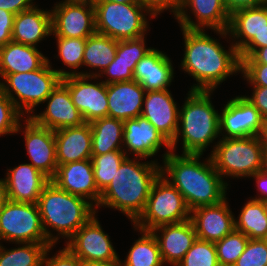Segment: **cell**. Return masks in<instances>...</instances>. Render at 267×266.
I'll return each mask as SVG.
<instances>
[{"label":"cell","instance_id":"obj_25","mask_svg":"<svg viewBox=\"0 0 267 266\" xmlns=\"http://www.w3.org/2000/svg\"><path fill=\"white\" fill-rule=\"evenodd\" d=\"M57 164L82 161L92 157V133L89 123L54 131Z\"/></svg>","mask_w":267,"mask_h":266},{"label":"cell","instance_id":"obj_7","mask_svg":"<svg viewBox=\"0 0 267 266\" xmlns=\"http://www.w3.org/2000/svg\"><path fill=\"white\" fill-rule=\"evenodd\" d=\"M190 215L182 194L160 174L151 186L143 213L133 225L135 230L152 231L161 225L184 222Z\"/></svg>","mask_w":267,"mask_h":266},{"label":"cell","instance_id":"obj_6","mask_svg":"<svg viewBox=\"0 0 267 266\" xmlns=\"http://www.w3.org/2000/svg\"><path fill=\"white\" fill-rule=\"evenodd\" d=\"M50 65L48 59L38 70L8 74L3 79L6 84L0 82V88L22 115H24V111L28 115L33 113L34 108L45 102L46 98L61 82V79L68 76L67 71L52 69L53 67Z\"/></svg>","mask_w":267,"mask_h":266},{"label":"cell","instance_id":"obj_12","mask_svg":"<svg viewBox=\"0 0 267 266\" xmlns=\"http://www.w3.org/2000/svg\"><path fill=\"white\" fill-rule=\"evenodd\" d=\"M66 244L82 262L120 261L109 235L103 231L95 215Z\"/></svg>","mask_w":267,"mask_h":266},{"label":"cell","instance_id":"obj_4","mask_svg":"<svg viewBox=\"0 0 267 266\" xmlns=\"http://www.w3.org/2000/svg\"><path fill=\"white\" fill-rule=\"evenodd\" d=\"M37 205L43 230L52 245L59 240L58 235L70 239L96 213L95 205L62 190L52 181L42 190ZM49 226L58 232L57 236L52 235Z\"/></svg>","mask_w":267,"mask_h":266},{"label":"cell","instance_id":"obj_16","mask_svg":"<svg viewBox=\"0 0 267 266\" xmlns=\"http://www.w3.org/2000/svg\"><path fill=\"white\" fill-rule=\"evenodd\" d=\"M25 122L23 133L30 164L52 179L58 167L54 131L37 125L30 117Z\"/></svg>","mask_w":267,"mask_h":266},{"label":"cell","instance_id":"obj_2","mask_svg":"<svg viewBox=\"0 0 267 266\" xmlns=\"http://www.w3.org/2000/svg\"><path fill=\"white\" fill-rule=\"evenodd\" d=\"M181 30L185 43L181 66L198 82L191 86V91L213 92L228 76L240 73L241 60L233 44L227 51L205 30Z\"/></svg>","mask_w":267,"mask_h":266},{"label":"cell","instance_id":"obj_38","mask_svg":"<svg viewBox=\"0 0 267 266\" xmlns=\"http://www.w3.org/2000/svg\"><path fill=\"white\" fill-rule=\"evenodd\" d=\"M177 266H220L214 242L197 238Z\"/></svg>","mask_w":267,"mask_h":266},{"label":"cell","instance_id":"obj_42","mask_svg":"<svg viewBox=\"0 0 267 266\" xmlns=\"http://www.w3.org/2000/svg\"><path fill=\"white\" fill-rule=\"evenodd\" d=\"M137 63H125L117 61V56L97 77L107 75L109 78L103 81L105 84L134 80V70Z\"/></svg>","mask_w":267,"mask_h":266},{"label":"cell","instance_id":"obj_52","mask_svg":"<svg viewBox=\"0 0 267 266\" xmlns=\"http://www.w3.org/2000/svg\"><path fill=\"white\" fill-rule=\"evenodd\" d=\"M251 177L256 179L258 191L261 192L258 197L252 198V200L265 202L267 200V174L260 170Z\"/></svg>","mask_w":267,"mask_h":266},{"label":"cell","instance_id":"obj_36","mask_svg":"<svg viewBox=\"0 0 267 266\" xmlns=\"http://www.w3.org/2000/svg\"><path fill=\"white\" fill-rule=\"evenodd\" d=\"M249 238L238 230H233L223 239L214 242L220 266H233L242 255Z\"/></svg>","mask_w":267,"mask_h":266},{"label":"cell","instance_id":"obj_34","mask_svg":"<svg viewBox=\"0 0 267 266\" xmlns=\"http://www.w3.org/2000/svg\"><path fill=\"white\" fill-rule=\"evenodd\" d=\"M5 250L0 244V266H43L45 252L52 244L22 243Z\"/></svg>","mask_w":267,"mask_h":266},{"label":"cell","instance_id":"obj_27","mask_svg":"<svg viewBox=\"0 0 267 266\" xmlns=\"http://www.w3.org/2000/svg\"><path fill=\"white\" fill-rule=\"evenodd\" d=\"M52 35L51 11L37 6L14 16L12 41L36 47L45 37Z\"/></svg>","mask_w":267,"mask_h":266},{"label":"cell","instance_id":"obj_47","mask_svg":"<svg viewBox=\"0 0 267 266\" xmlns=\"http://www.w3.org/2000/svg\"><path fill=\"white\" fill-rule=\"evenodd\" d=\"M253 89L252 96H246V98L249 99L267 121V87L253 86Z\"/></svg>","mask_w":267,"mask_h":266},{"label":"cell","instance_id":"obj_57","mask_svg":"<svg viewBox=\"0 0 267 266\" xmlns=\"http://www.w3.org/2000/svg\"><path fill=\"white\" fill-rule=\"evenodd\" d=\"M97 2L140 3L138 0H97Z\"/></svg>","mask_w":267,"mask_h":266},{"label":"cell","instance_id":"obj_35","mask_svg":"<svg viewBox=\"0 0 267 266\" xmlns=\"http://www.w3.org/2000/svg\"><path fill=\"white\" fill-rule=\"evenodd\" d=\"M128 157L123 150L110 151L102 155H92L94 179L102 193L111 183L121 163Z\"/></svg>","mask_w":267,"mask_h":266},{"label":"cell","instance_id":"obj_15","mask_svg":"<svg viewBox=\"0 0 267 266\" xmlns=\"http://www.w3.org/2000/svg\"><path fill=\"white\" fill-rule=\"evenodd\" d=\"M55 5L50 11L52 34L56 37L87 38L96 32L94 6L76 3Z\"/></svg>","mask_w":267,"mask_h":266},{"label":"cell","instance_id":"obj_1","mask_svg":"<svg viewBox=\"0 0 267 266\" xmlns=\"http://www.w3.org/2000/svg\"><path fill=\"white\" fill-rule=\"evenodd\" d=\"M200 158L201 154L177 155L167 151L161 166V174L182 194L191 211L227 199L228 184L215 169L211 157L206 159L207 163H201Z\"/></svg>","mask_w":267,"mask_h":266},{"label":"cell","instance_id":"obj_5","mask_svg":"<svg viewBox=\"0 0 267 266\" xmlns=\"http://www.w3.org/2000/svg\"><path fill=\"white\" fill-rule=\"evenodd\" d=\"M212 91H189L179 110L178 129L170 142L174 152L179 137L183 139V154H203L207 146L220 135V114L210 100ZM181 124V126H180ZM181 133V135H180ZM180 135V136H179Z\"/></svg>","mask_w":267,"mask_h":266},{"label":"cell","instance_id":"obj_56","mask_svg":"<svg viewBox=\"0 0 267 266\" xmlns=\"http://www.w3.org/2000/svg\"><path fill=\"white\" fill-rule=\"evenodd\" d=\"M61 3H76L94 6L97 3V0H64L61 1Z\"/></svg>","mask_w":267,"mask_h":266},{"label":"cell","instance_id":"obj_51","mask_svg":"<svg viewBox=\"0 0 267 266\" xmlns=\"http://www.w3.org/2000/svg\"><path fill=\"white\" fill-rule=\"evenodd\" d=\"M241 64H267V46L256 49L249 57H240Z\"/></svg>","mask_w":267,"mask_h":266},{"label":"cell","instance_id":"obj_43","mask_svg":"<svg viewBox=\"0 0 267 266\" xmlns=\"http://www.w3.org/2000/svg\"><path fill=\"white\" fill-rule=\"evenodd\" d=\"M53 248L49 246L45 252L43 266H82L83 262L78 259L67 247L61 249L53 257H48V252Z\"/></svg>","mask_w":267,"mask_h":266},{"label":"cell","instance_id":"obj_19","mask_svg":"<svg viewBox=\"0 0 267 266\" xmlns=\"http://www.w3.org/2000/svg\"><path fill=\"white\" fill-rule=\"evenodd\" d=\"M46 101L48 105L43 113L27 116L37 125L56 131L84 123L81 113L72 102L68 88L62 82L46 98Z\"/></svg>","mask_w":267,"mask_h":266},{"label":"cell","instance_id":"obj_58","mask_svg":"<svg viewBox=\"0 0 267 266\" xmlns=\"http://www.w3.org/2000/svg\"><path fill=\"white\" fill-rule=\"evenodd\" d=\"M267 174V151H263L262 169Z\"/></svg>","mask_w":267,"mask_h":266},{"label":"cell","instance_id":"obj_33","mask_svg":"<svg viewBox=\"0 0 267 266\" xmlns=\"http://www.w3.org/2000/svg\"><path fill=\"white\" fill-rule=\"evenodd\" d=\"M142 234L130 248L121 266H163L158 241L152 231L138 229Z\"/></svg>","mask_w":267,"mask_h":266},{"label":"cell","instance_id":"obj_13","mask_svg":"<svg viewBox=\"0 0 267 266\" xmlns=\"http://www.w3.org/2000/svg\"><path fill=\"white\" fill-rule=\"evenodd\" d=\"M222 111L219 118L220 134L226 133L222 138L259 136L266 122L246 96L230 99Z\"/></svg>","mask_w":267,"mask_h":266},{"label":"cell","instance_id":"obj_46","mask_svg":"<svg viewBox=\"0 0 267 266\" xmlns=\"http://www.w3.org/2000/svg\"><path fill=\"white\" fill-rule=\"evenodd\" d=\"M14 14L0 8V47L12 41Z\"/></svg>","mask_w":267,"mask_h":266},{"label":"cell","instance_id":"obj_53","mask_svg":"<svg viewBox=\"0 0 267 266\" xmlns=\"http://www.w3.org/2000/svg\"><path fill=\"white\" fill-rule=\"evenodd\" d=\"M8 193L5 179H0V209L7 203L8 201Z\"/></svg>","mask_w":267,"mask_h":266},{"label":"cell","instance_id":"obj_40","mask_svg":"<svg viewBox=\"0 0 267 266\" xmlns=\"http://www.w3.org/2000/svg\"><path fill=\"white\" fill-rule=\"evenodd\" d=\"M233 266H267V239H249Z\"/></svg>","mask_w":267,"mask_h":266},{"label":"cell","instance_id":"obj_31","mask_svg":"<svg viewBox=\"0 0 267 266\" xmlns=\"http://www.w3.org/2000/svg\"><path fill=\"white\" fill-rule=\"evenodd\" d=\"M117 50V40L95 32L86 38L83 53V66L100 69L98 73L78 72L79 75L98 76L114 60Z\"/></svg>","mask_w":267,"mask_h":266},{"label":"cell","instance_id":"obj_29","mask_svg":"<svg viewBox=\"0 0 267 266\" xmlns=\"http://www.w3.org/2000/svg\"><path fill=\"white\" fill-rule=\"evenodd\" d=\"M267 25V3L259 6L239 9L230 14L229 36L240 39L234 47L240 52L254 37H258Z\"/></svg>","mask_w":267,"mask_h":266},{"label":"cell","instance_id":"obj_44","mask_svg":"<svg viewBox=\"0 0 267 266\" xmlns=\"http://www.w3.org/2000/svg\"><path fill=\"white\" fill-rule=\"evenodd\" d=\"M240 72L252 86L267 87V64H241Z\"/></svg>","mask_w":267,"mask_h":266},{"label":"cell","instance_id":"obj_18","mask_svg":"<svg viewBox=\"0 0 267 266\" xmlns=\"http://www.w3.org/2000/svg\"><path fill=\"white\" fill-rule=\"evenodd\" d=\"M123 145L125 154L129 151L135 159L155 156L162 146L172 151L171 143L142 115L124 121Z\"/></svg>","mask_w":267,"mask_h":266},{"label":"cell","instance_id":"obj_14","mask_svg":"<svg viewBox=\"0 0 267 266\" xmlns=\"http://www.w3.org/2000/svg\"><path fill=\"white\" fill-rule=\"evenodd\" d=\"M189 7L197 22L187 13ZM186 9V11L184 10ZM181 28L189 30H204V27L215 30L221 36L227 37L230 13L223 0H181L176 18Z\"/></svg>","mask_w":267,"mask_h":266},{"label":"cell","instance_id":"obj_22","mask_svg":"<svg viewBox=\"0 0 267 266\" xmlns=\"http://www.w3.org/2000/svg\"><path fill=\"white\" fill-rule=\"evenodd\" d=\"M152 232L158 241L163 263L173 266H177L182 261L197 239L190 219L180 223L158 226Z\"/></svg>","mask_w":267,"mask_h":266},{"label":"cell","instance_id":"obj_41","mask_svg":"<svg viewBox=\"0 0 267 266\" xmlns=\"http://www.w3.org/2000/svg\"><path fill=\"white\" fill-rule=\"evenodd\" d=\"M145 37L137 39L117 41L116 55L117 61H124L125 63H138L150 50L153 48H146Z\"/></svg>","mask_w":267,"mask_h":266},{"label":"cell","instance_id":"obj_39","mask_svg":"<svg viewBox=\"0 0 267 266\" xmlns=\"http://www.w3.org/2000/svg\"><path fill=\"white\" fill-rule=\"evenodd\" d=\"M22 116L11 99L0 88V136L10 133L17 134L22 129L20 123Z\"/></svg>","mask_w":267,"mask_h":266},{"label":"cell","instance_id":"obj_23","mask_svg":"<svg viewBox=\"0 0 267 266\" xmlns=\"http://www.w3.org/2000/svg\"><path fill=\"white\" fill-rule=\"evenodd\" d=\"M5 181L9 200L37 204L42 190L51 179L30 163H24L8 169Z\"/></svg>","mask_w":267,"mask_h":266},{"label":"cell","instance_id":"obj_26","mask_svg":"<svg viewBox=\"0 0 267 266\" xmlns=\"http://www.w3.org/2000/svg\"><path fill=\"white\" fill-rule=\"evenodd\" d=\"M172 65L165 53L153 48L136 64L134 80L145 91L167 90L174 78Z\"/></svg>","mask_w":267,"mask_h":266},{"label":"cell","instance_id":"obj_24","mask_svg":"<svg viewBox=\"0 0 267 266\" xmlns=\"http://www.w3.org/2000/svg\"><path fill=\"white\" fill-rule=\"evenodd\" d=\"M145 92L135 80L107 84L108 117L125 121L140 116Z\"/></svg>","mask_w":267,"mask_h":266},{"label":"cell","instance_id":"obj_20","mask_svg":"<svg viewBox=\"0 0 267 266\" xmlns=\"http://www.w3.org/2000/svg\"><path fill=\"white\" fill-rule=\"evenodd\" d=\"M224 199L218 204L200 206L191 211L190 220L198 239L216 242L235 229L234 215Z\"/></svg>","mask_w":267,"mask_h":266},{"label":"cell","instance_id":"obj_55","mask_svg":"<svg viewBox=\"0 0 267 266\" xmlns=\"http://www.w3.org/2000/svg\"><path fill=\"white\" fill-rule=\"evenodd\" d=\"M258 137L260 138L263 151H267V121L261 129V132Z\"/></svg>","mask_w":267,"mask_h":266},{"label":"cell","instance_id":"obj_28","mask_svg":"<svg viewBox=\"0 0 267 266\" xmlns=\"http://www.w3.org/2000/svg\"><path fill=\"white\" fill-rule=\"evenodd\" d=\"M47 61L36 47L10 41L0 47V76L4 79L8 74L38 70Z\"/></svg>","mask_w":267,"mask_h":266},{"label":"cell","instance_id":"obj_48","mask_svg":"<svg viewBox=\"0 0 267 266\" xmlns=\"http://www.w3.org/2000/svg\"><path fill=\"white\" fill-rule=\"evenodd\" d=\"M267 46V25L240 52L239 57H249L256 49Z\"/></svg>","mask_w":267,"mask_h":266},{"label":"cell","instance_id":"obj_11","mask_svg":"<svg viewBox=\"0 0 267 266\" xmlns=\"http://www.w3.org/2000/svg\"><path fill=\"white\" fill-rule=\"evenodd\" d=\"M96 78L97 76L76 74L61 79L69 90L72 102L87 123L108 117L107 84L103 81L94 84L88 82Z\"/></svg>","mask_w":267,"mask_h":266},{"label":"cell","instance_id":"obj_45","mask_svg":"<svg viewBox=\"0 0 267 266\" xmlns=\"http://www.w3.org/2000/svg\"><path fill=\"white\" fill-rule=\"evenodd\" d=\"M149 12L150 16L156 17L160 12L171 9L174 17L177 16L181 0H138Z\"/></svg>","mask_w":267,"mask_h":266},{"label":"cell","instance_id":"obj_50","mask_svg":"<svg viewBox=\"0 0 267 266\" xmlns=\"http://www.w3.org/2000/svg\"><path fill=\"white\" fill-rule=\"evenodd\" d=\"M223 2L230 14L239 9L255 7L266 3L264 0H223Z\"/></svg>","mask_w":267,"mask_h":266},{"label":"cell","instance_id":"obj_3","mask_svg":"<svg viewBox=\"0 0 267 266\" xmlns=\"http://www.w3.org/2000/svg\"><path fill=\"white\" fill-rule=\"evenodd\" d=\"M156 162L140 163L127 157L101 193L98 206L117 209L134 223L145 209L153 182L161 174V165Z\"/></svg>","mask_w":267,"mask_h":266},{"label":"cell","instance_id":"obj_37","mask_svg":"<svg viewBox=\"0 0 267 266\" xmlns=\"http://www.w3.org/2000/svg\"><path fill=\"white\" fill-rule=\"evenodd\" d=\"M55 38H57L58 57L62 59L64 65L73 69L72 72H68V76L78 74L74 70L82 66L86 38Z\"/></svg>","mask_w":267,"mask_h":266},{"label":"cell","instance_id":"obj_9","mask_svg":"<svg viewBox=\"0 0 267 266\" xmlns=\"http://www.w3.org/2000/svg\"><path fill=\"white\" fill-rule=\"evenodd\" d=\"M94 8L97 33L117 41L145 36L150 12L141 3L97 2Z\"/></svg>","mask_w":267,"mask_h":266},{"label":"cell","instance_id":"obj_21","mask_svg":"<svg viewBox=\"0 0 267 266\" xmlns=\"http://www.w3.org/2000/svg\"><path fill=\"white\" fill-rule=\"evenodd\" d=\"M179 110L168 89L145 92L141 115L169 142L175 138L179 126Z\"/></svg>","mask_w":267,"mask_h":266},{"label":"cell","instance_id":"obj_49","mask_svg":"<svg viewBox=\"0 0 267 266\" xmlns=\"http://www.w3.org/2000/svg\"><path fill=\"white\" fill-rule=\"evenodd\" d=\"M33 0H0V8L14 15L33 8Z\"/></svg>","mask_w":267,"mask_h":266},{"label":"cell","instance_id":"obj_17","mask_svg":"<svg viewBox=\"0 0 267 266\" xmlns=\"http://www.w3.org/2000/svg\"><path fill=\"white\" fill-rule=\"evenodd\" d=\"M51 181L62 190L95 204L97 210L101 192L95 183L91 159L58 165L56 174Z\"/></svg>","mask_w":267,"mask_h":266},{"label":"cell","instance_id":"obj_59","mask_svg":"<svg viewBox=\"0 0 267 266\" xmlns=\"http://www.w3.org/2000/svg\"><path fill=\"white\" fill-rule=\"evenodd\" d=\"M265 204V210H266V214H267V200L264 202Z\"/></svg>","mask_w":267,"mask_h":266},{"label":"cell","instance_id":"obj_10","mask_svg":"<svg viewBox=\"0 0 267 266\" xmlns=\"http://www.w3.org/2000/svg\"><path fill=\"white\" fill-rule=\"evenodd\" d=\"M0 239L19 245L51 244L43 230L38 205L11 200L0 209Z\"/></svg>","mask_w":267,"mask_h":266},{"label":"cell","instance_id":"obj_8","mask_svg":"<svg viewBox=\"0 0 267 266\" xmlns=\"http://www.w3.org/2000/svg\"><path fill=\"white\" fill-rule=\"evenodd\" d=\"M221 177H251L262 169L263 148L258 136L221 138L211 151Z\"/></svg>","mask_w":267,"mask_h":266},{"label":"cell","instance_id":"obj_54","mask_svg":"<svg viewBox=\"0 0 267 266\" xmlns=\"http://www.w3.org/2000/svg\"><path fill=\"white\" fill-rule=\"evenodd\" d=\"M82 266H121L120 261L83 262Z\"/></svg>","mask_w":267,"mask_h":266},{"label":"cell","instance_id":"obj_30","mask_svg":"<svg viewBox=\"0 0 267 266\" xmlns=\"http://www.w3.org/2000/svg\"><path fill=\"white\" fill-rule=\"evenodd\" d=\"M89 124L92 133V155L123 149L124 121L103 117Z\"/></svg>","mask_w":267,"mask_h":266},{"label":"cell","instance_id":"obj_32","mask_svg":"<svg viewBox=\"0 0 267 266\" xmlns=\"http://www.w3.org/2000/svg\"><path fill=\"white\" fill-rule=\"evenodd\" d=\"M235 230L249 239H267V214L262 201L250 199L242 207L238 219L234 220Z\"/></svg>","mask_w":267,"mask_h":266}]
</instances>
